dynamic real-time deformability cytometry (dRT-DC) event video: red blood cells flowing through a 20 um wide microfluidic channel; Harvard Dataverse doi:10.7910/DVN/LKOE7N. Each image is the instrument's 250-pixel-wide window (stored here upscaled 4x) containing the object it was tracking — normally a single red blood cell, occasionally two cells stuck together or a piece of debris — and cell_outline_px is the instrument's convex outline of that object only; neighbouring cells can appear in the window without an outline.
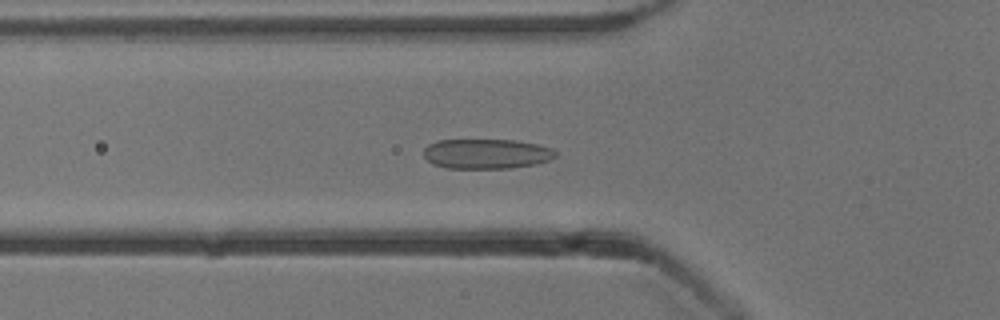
{"species": "common noctule bat (a hibernating species)", "species_latin": "Nyctalus noctula", "temperature_condition": "cold", "stored_images_in_passage": 49, "camera_frame_rate_fps": 3000, "um_per_image_px": 0.085, "animal": {"sex": "male", "body_mass_g": 13.3}, "frame": {"image": 1, "passage_image": 13, "time_ms": 4.0, "image_size_px": [1000, 320], "cell_outline_px": [[556, 156], [548, 160], [536, 164], [508, 168], [444, 168], [432, 164], [424, 156], [424, 148], [428, 144], [440, 140], [516, 140], [536, 144], [552, 148], [556, 152]], "centroid_in_image_um": [41.33, 13.07], "position_along_channel_um": 84.5, "area_um2": 22.95}}
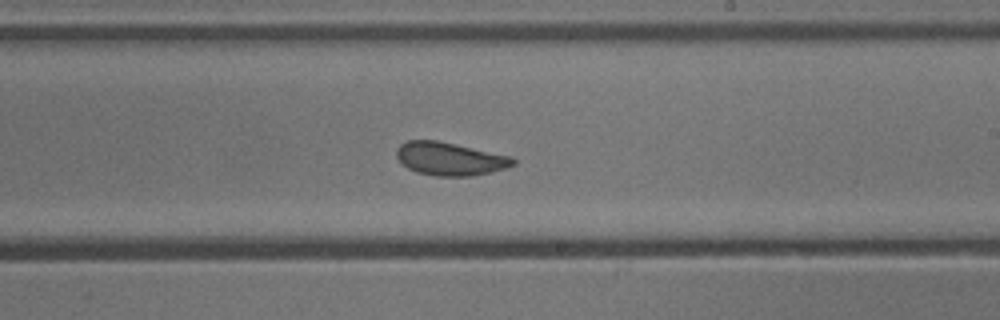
{"frame": {"image": 2, "passage_image": 26, "time_ms": 8.333, "image_size_px": [1000, 320], "cell_outline_px": [[516, 164], [508, 168], [492, 172], [472, 176], [436, 176], [416, 172], [408, 168], [396, 156], [396, 148], [400, 144], [408, 140], [436, 140], [456, 144], [512, 156], [516, 160]], "centroid_in_image_um": [38.28, 13.5], "position_along_channel_um": 250.7, "area_um2": 22.66}}
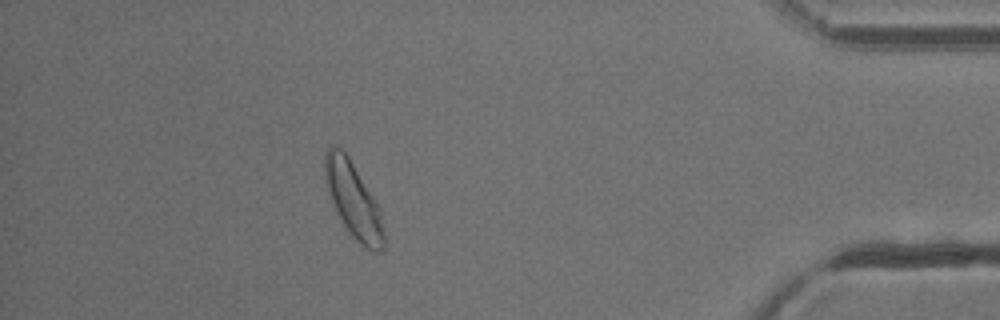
{"frame": {"image": 3, "passage_image": 42, "time_ms": 13.667, "image_size_px": [1000, 320], "cell_outline_px": [[384, 248], [380, 252], [376, 252], [364, 248], [348, 232], [336, 212], [328, 192], [324, 180], [324, 156], [328, 148], [332, 144], [340, 148], [348, 156], [380, 208], [384, 232]], "centroid_in_image_um": [30.02, 17.02], "position_along_channel_um": 405.2, "area_um2": 25.95}, "authors_computed_cell_mechanics": {"area_um2": 22.6576, "velocity_mm_per_s": 3.8191, "shape_relaxation_time_tau1_ms": 4.282, "shape_relaxation_time_tau2_ms": 1.9471, "deformation_change_tau1": 0.097, "deformation_change_tau2": 0.0675}}